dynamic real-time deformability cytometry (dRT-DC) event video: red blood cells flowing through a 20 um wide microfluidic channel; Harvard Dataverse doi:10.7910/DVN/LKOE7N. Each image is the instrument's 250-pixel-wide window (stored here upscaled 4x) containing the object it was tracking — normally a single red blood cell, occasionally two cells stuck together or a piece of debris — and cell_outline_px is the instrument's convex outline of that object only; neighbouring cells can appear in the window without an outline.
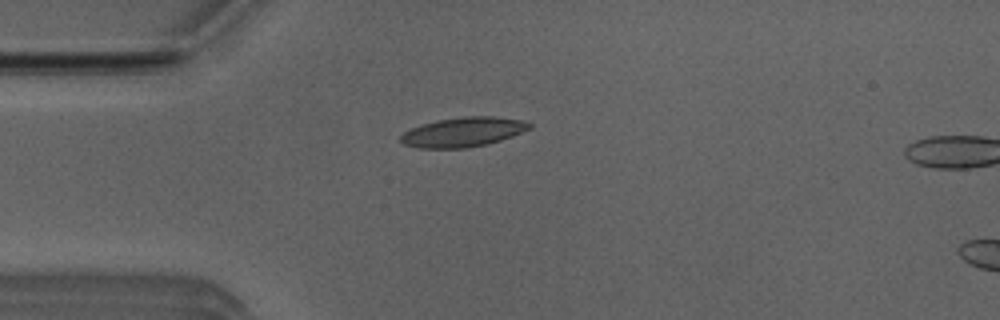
{"species": "Egyptian fruit bat (a non-hibernating species)", "species_latin": "Rousettus aegyptiacus", "temperature_condition": "room temperature", "stored_images_in_passage": 5, "camera_frame_rate_fps": 3000, "um_per_image_px": 0.085, "animal": {"sex": "male"}, "frame": {"image": 1, "passage_image": 4, "time_ms": 1.0, "image_size_px": [1000, 320], "cell_outline_px": [[532, 128], [512, 136], [500, 140], [484, 144], [464, 148], [420, 148], [404, 144], [400, 140], [400, 136], [404, 132], [420, 124], [436, 120], [464, 116], [492, 116], [520, 120], [532, 124]], "centroid_in_image_um": [39.34, 11.21], "position_along_channel_um": 45.7, "area_um2": 22.02}}